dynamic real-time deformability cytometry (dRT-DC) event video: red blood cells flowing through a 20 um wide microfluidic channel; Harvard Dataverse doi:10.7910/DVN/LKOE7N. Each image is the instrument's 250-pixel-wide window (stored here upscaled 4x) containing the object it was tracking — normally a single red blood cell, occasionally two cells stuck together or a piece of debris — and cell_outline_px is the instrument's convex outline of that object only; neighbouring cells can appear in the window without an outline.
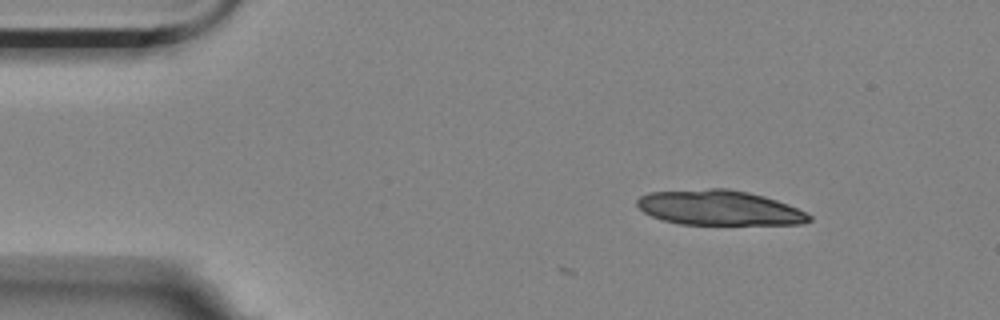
{"species": "Egyptian fruit bat (a non-hibernating species)", "species_latin": "Rousettus aegyptiacus", "temperature_condition": "room temperature", "stored_images_in_passage": 2, "camera_frame_rate_fps": 3000, "um_per_image_px": 0.085, "animal": {"sex": "female"}, "frame": {"image": 1, "passage_image": 2, "time_ms": 0.333, "image_size_px": [1000, 320], "cell_outline_px": [[812, 220], [804, 224], [680, 224], [664, 220], [652, 216], [644, 212], [636, 204], [636, 200], [640, 196], [648, 192], [708, 188], [728, 188], [748, 192], [764, 196], [788, 204], [812, 216]], "centroid_in_image_um": [61.12, 17.65], "position_along_channel_um": 23.9, "area_um2": 35.03}}